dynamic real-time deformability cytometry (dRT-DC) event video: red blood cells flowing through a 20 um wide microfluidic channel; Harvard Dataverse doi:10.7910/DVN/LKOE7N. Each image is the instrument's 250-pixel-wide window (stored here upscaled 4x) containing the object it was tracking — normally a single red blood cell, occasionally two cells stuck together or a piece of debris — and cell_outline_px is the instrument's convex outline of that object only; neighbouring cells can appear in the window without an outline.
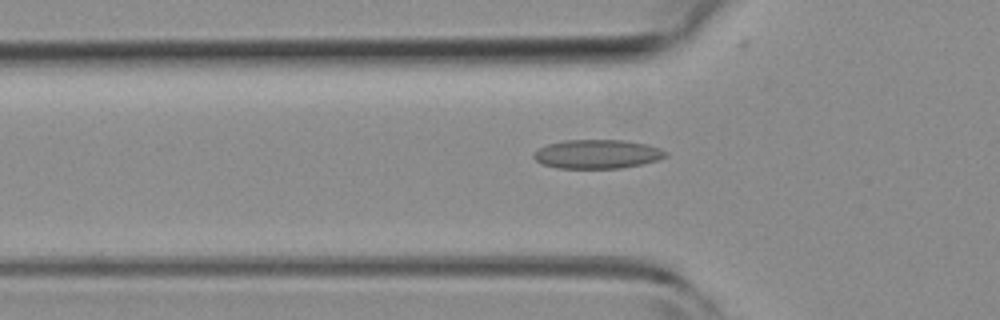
{"species": "common noctule bat (a hibernating species)", "species_latin": "Nyctalus noctula", "temperature_condition": "room temperature", "stored_images_in_passage": 52, "camera_frame_rate_fps": 3000, "um_per_image_px": 0.085, "animal": {"sex": "female", "body_mass_g": 19.3, "forearm_length_mm": 54.1}, "frame": {"image": 1, "passage_image": 17, "time_ms": 5.333, "image_size_px": [1000, 320], "cell_outline_px": [[668, 156], [656, 160], [640, 164], [620, 168], [560, 168], [544, 164], [536, 160], [532, 156], [540, 148], [548, 144], [564, 140], [624, 140], [644, 144], [660, 148], [668, 152]], "centroid_in_image_um": [50.79, 13.09], "position_along_channel_um": 75.0, "area_um2": 21.96}}
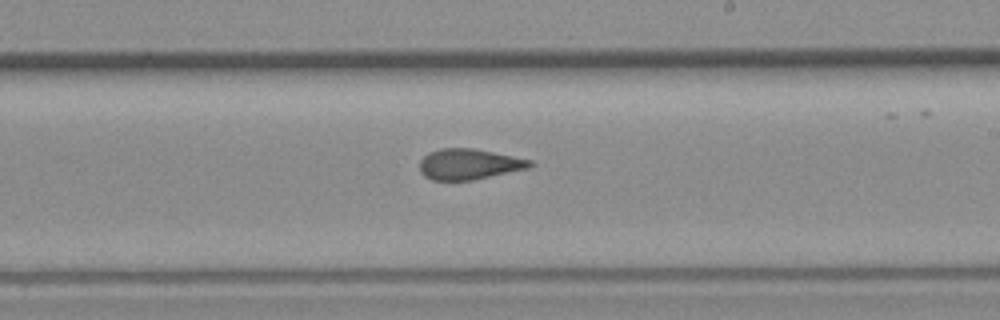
{"frame": {"image": 2, "passage_image": 30, "time_ms": 9.667, "image_size_px": [1000, 320], "cell_outline_px": [[536, 164], [528, 168], [472, 180], [432, 180], [424, 176], [420, 172], [420, 160], [428, 152], [440, 148], [472, 148], [532, 160]], "centroid_in_image_um": [39.84, 13.95], "position_along_channel_um": 249.2, "area_um2": 19.65}}
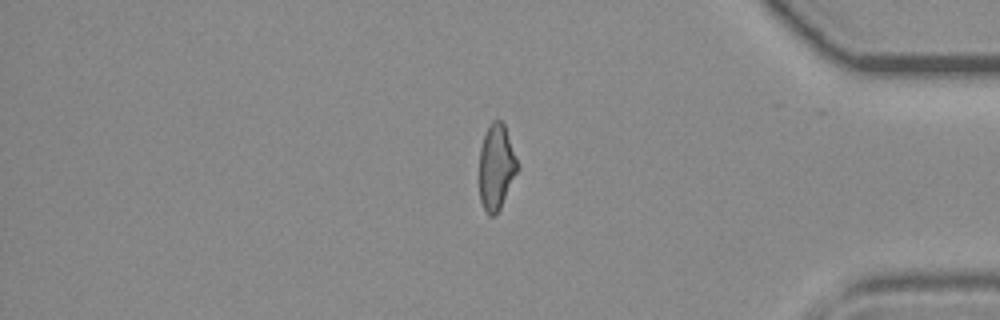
{"frame": {"image": 3, "passage_image": 43, "time_ms": 14.0, "image_size_px": [1000, 320], "cell_outline_px": [[520, 168], [496, 216], [488, 216], [480, 200], [480, 148], [484, 132], [488, 124], [492, 120], [500, 120], [504, 124]], "centroid_in_image_um": [42.19, 14.19], "position_along_channel_um": 393.0, "area_um2": 19.19}}